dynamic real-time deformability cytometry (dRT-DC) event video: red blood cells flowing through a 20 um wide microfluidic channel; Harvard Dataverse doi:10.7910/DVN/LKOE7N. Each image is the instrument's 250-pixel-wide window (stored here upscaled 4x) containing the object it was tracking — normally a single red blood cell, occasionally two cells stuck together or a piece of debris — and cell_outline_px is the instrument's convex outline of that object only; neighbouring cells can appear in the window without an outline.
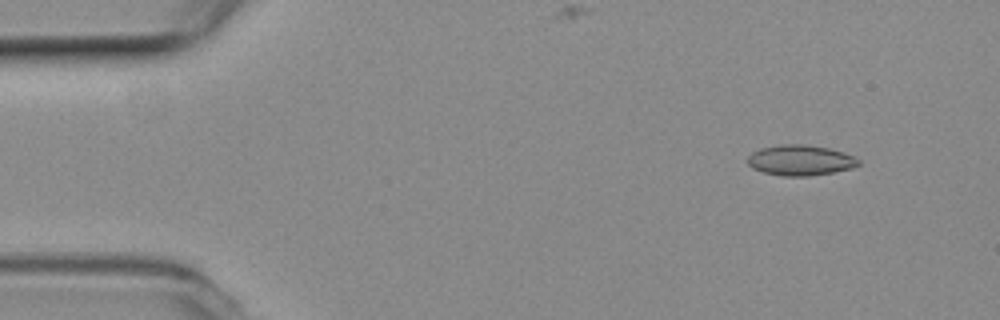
{"species": "common noctule bat (a hibernating species)", "species_latin": "Nyctalus noctula", "temperature_condition": "room temperature", "stored_images_in_passage": 51, "camera_frame_rate_fps": 3000, "um_per_image_px": 0.085, "animal": {"sex": "female", "body_mass_g": 19.3, "forearm_length_mm": 54.1}, "frame": {"image": 1, "passage_image": 1, "time_ms": 0.0, "image_size_px": [1000, 320], "cell_outline_px": [[860, 164], [852, 168], [832, 172], [808, 176], [784, 176], [764, 172], [752, 168], [748, 164], [748, 156], [752, 152], [760, 148], [780, 144], [804, 144], [828, 148], [844, 152], [860, 160]], "centroid_in_image_um": [68.02, 13.61], "position_along_channel_um": 17.0, "area_um2": 19.65}}
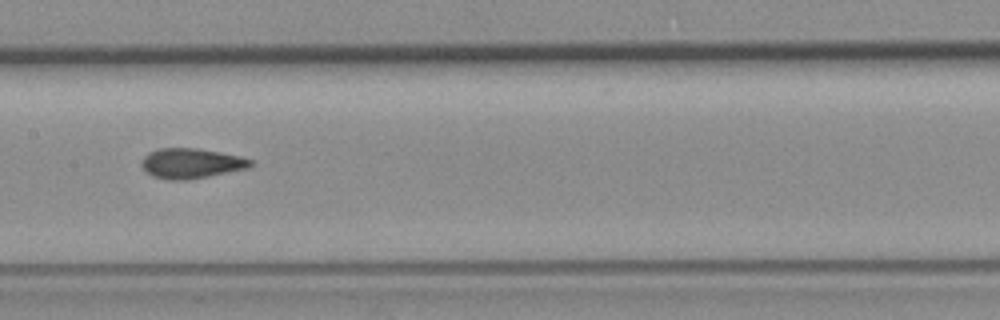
{"frame": {"image": 2, "passage_image": 23, "time_ms": 7.333, "image_size_px": [1000, 320], "cell_outline_px": [[256, 164], [248, 168], [188, 180], [172, 180], [152, 176], [140, 164], [144, 156], [148, 152], [160, 148], [196, 148], [240, 156], [252, 160]], "centroid_in_image_um": [16.26, 13.88], "position_along_channel_um": 191.1, "area_um2": 19.02}}
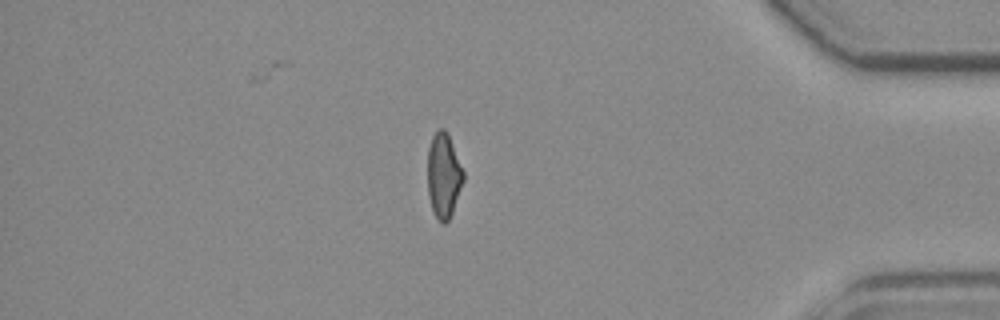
{"frame": {"image": 3, "passage_image": 43, "time_ms": 14.0, "image_size_px": [1000, 320], "cell_outline_px": [[464, 180], [452, 212], [448, 220], [444, 224], [436, 216], [432, 208], [428, 192], [428, 148], [432, 136], [440, 128], [444, 128], [448, 136], [464, 172]], "centroid_in_image_um": [37.7, 14.91], "position_along_channel_um": 397.5, "area_um2": 17.22}, "authors_computed_cell_mechanics": {"area_um2": 18.7272, "velocity_mm_per_s": 3.6686, "shape_relaxation_time_tau1_ms": null, "shape_relaxation_time_tau2_ms": 1.1227, "deformation_change_tau1": null, "deformation_change_tau2": 0.0617}}